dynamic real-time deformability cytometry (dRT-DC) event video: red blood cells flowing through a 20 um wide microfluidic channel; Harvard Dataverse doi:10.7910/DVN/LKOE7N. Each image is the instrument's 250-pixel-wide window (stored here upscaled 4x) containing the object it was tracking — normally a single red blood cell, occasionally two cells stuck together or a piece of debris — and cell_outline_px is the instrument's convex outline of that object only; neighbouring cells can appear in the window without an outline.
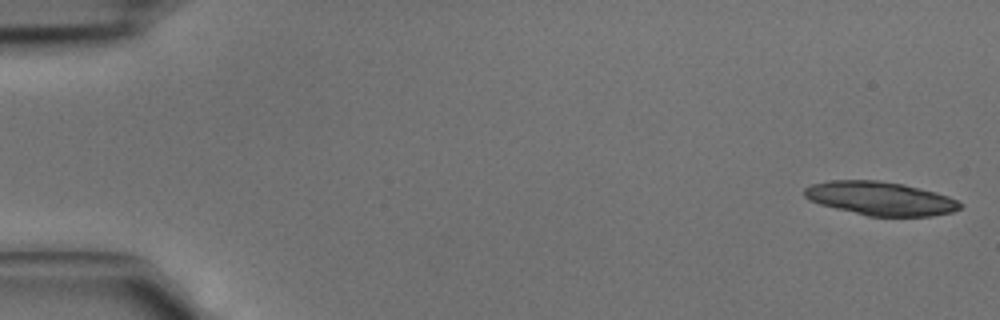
{"species": "common noctule bat (a hibernating species)", "species_latin": "Nyctalus noctula", "temperature_condition": "cold", "stored_images_in_passage": 5, "camera_frame_rate_fps": 3000, "um_per_image_px": 0.085, "animal": {"sex": "male", "body_mass_g": 15.6}, "frame": {"image": 1, "passage_image": 1, "time_ms": 0.0, "image_size_px": [1000, 320], "cell_outline_px": [[964, 204], [960, 208], [952, 212], [932, 216], [868, 216], [820, 204], [808, 200], [804, 196], [804, 188], [812, 184], [828, 180], [876, 180], [904, 184], [936, 192], [948, 196]], "centroid_in_image_um": [74.83, 16.86], "position_along_channel_um": 10.2, "area_um2": 30.52}}
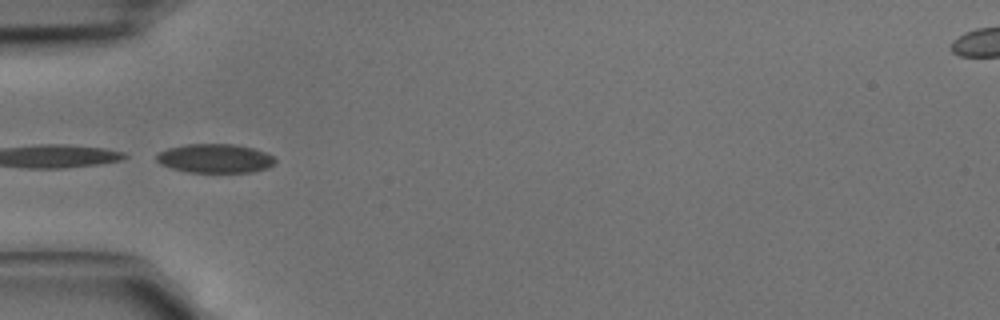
{"frame": {"image": 2, "passage_image": 4, "time_ms": 1.0, "image_size_px": [1000, 320], "cell_outline_px": [[276, 160], [268, 168], [252, 172], [188, 172], [172, 168], [160, 164], [156, 160], [156, 152], [168, 148], [184, 144], [232, 144], [252, 148], [264, 152], [272, 156]], "centroid_in_image_um": [18.23, 13.46], "position_along_channel_um": 66.8, "area_um2": 20.0}}